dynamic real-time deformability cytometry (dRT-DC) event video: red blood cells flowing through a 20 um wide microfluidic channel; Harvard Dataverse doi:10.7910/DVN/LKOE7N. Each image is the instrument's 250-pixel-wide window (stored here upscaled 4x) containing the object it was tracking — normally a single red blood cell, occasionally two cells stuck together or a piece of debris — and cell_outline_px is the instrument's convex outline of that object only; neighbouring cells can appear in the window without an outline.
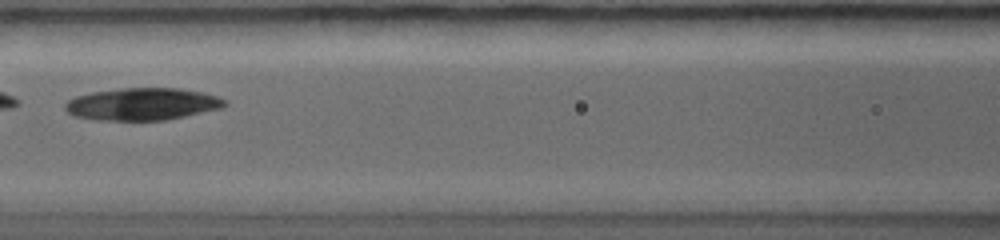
{"species": "common noctule bat (a hibernating species)", "species_latin": "Nyctalus noctula", "temperature_condition": "warm", "stored_images_in_passage": 5, "camera_frame_rate_fps": 5000, "um_per_image_px": 0.085, "animal": {"sex": "female", "body_mass_g": 19.0, "forearm_length_mm": 56.7}, "frame": {"image": 1, "passage_image": 5, "time_ms": 4.0, "image_size_px": [1000, 240], "cell_outline_px": [[228, 104], [224, 108], [164, 120], [96, 120], [72, 116], [64, 108], [64, 104], [68, 100], [76, 96], [92, 92], [124, 88], [176, 88], [204, 92], [216, 96], [224, 100]], "centroid_in_image_um": [12.09, 8.85], "position_along_channel_um": 154.5, "area_um2": 30.06}}